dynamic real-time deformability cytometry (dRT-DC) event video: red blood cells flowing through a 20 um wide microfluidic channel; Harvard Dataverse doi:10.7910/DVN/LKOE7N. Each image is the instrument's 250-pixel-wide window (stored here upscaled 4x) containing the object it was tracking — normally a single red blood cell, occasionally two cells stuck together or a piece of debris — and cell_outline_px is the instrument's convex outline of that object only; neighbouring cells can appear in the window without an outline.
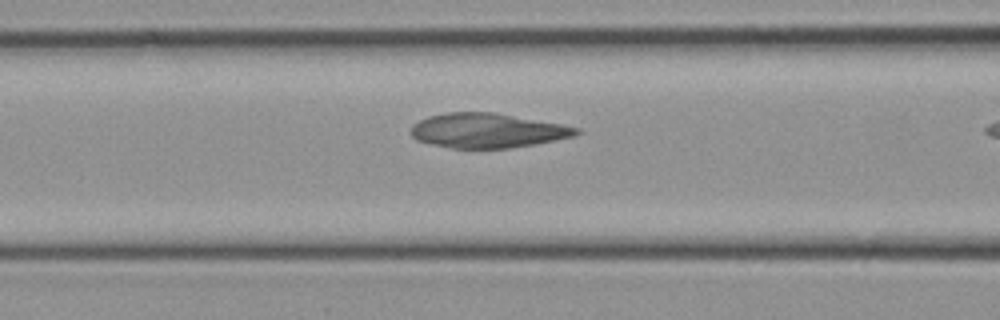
{"species": "common noctule bat (a hibernating species)", "species_latin": "Nyctalus noctula", "temperature_condition": "cold", "stored_images_in_passage": 8, "camera_frame_rate_fps": 3000, "um_per_image_px": 0.085, "animal": {"sex": "female", "body_mass_g": 21.9}, "frame": {"image": 1, "passage_image": 5, "time_ms": 1.333, "image_size_px": [1000, 320], "cell_outline_px": [[584, 132], [576, 136], [536, 144], [512, 148], [452, 148], [428, 144], [416, 140], [412, 136], [412, 124], [428, 116], [444, 112], [492, 112], [564, 124], [580, 128]], "centroid_in_image_um": [41.47, 11.1], "position_along_channel_um": 125.1, "area_um2": 33.7}}
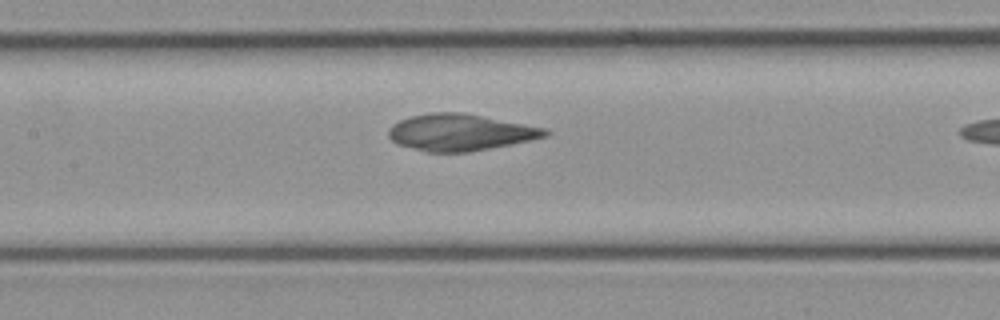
{"frame": {"image": 2, "passage_image": 7, "time_ms": 2.0, "image_size_px": [1000, 320], "cell_outline_px": [[552, 132], [548, 136], [532, 140], [512, 144], [468, 152], [428, 152], [396, 144], [388, 136], [388, 128], [392, 124], [400, 120], [412, 116], [432, 112], [460, 112], [544, 128]], "centroid_in_image_um": [39.1, 11.26], "position_along_channel_um": 168.3, "area_um2": 33.23}}